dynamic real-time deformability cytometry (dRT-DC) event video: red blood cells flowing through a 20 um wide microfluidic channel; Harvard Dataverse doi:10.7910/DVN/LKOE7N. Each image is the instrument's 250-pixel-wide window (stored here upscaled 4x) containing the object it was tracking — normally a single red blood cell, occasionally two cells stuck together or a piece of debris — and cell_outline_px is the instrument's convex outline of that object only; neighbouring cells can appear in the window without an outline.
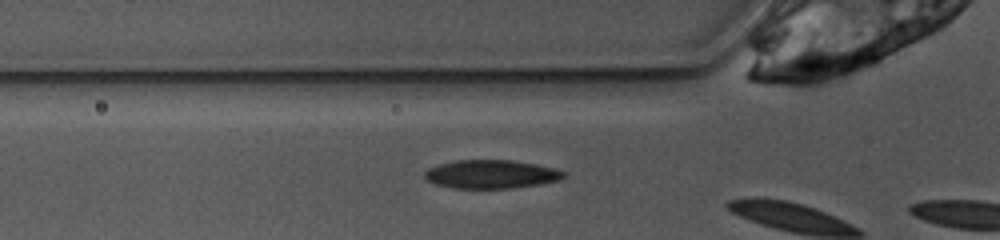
{"species": "common noctule bat (a hibernating species)", "species_latin": "Nyctalus noctula", "temperature_condition": "warm", "stored_images_in_passage": 5, "camera_frame_rate_fps": 3000, "um_per_image_px": 0.085, "animal": {"sex": "female", "body_mass_g": 10.0, "forearm_length_mm": 53.1}, "frame": {"image": 1, "passage_image": 4, "time_ms": 1.0, "image_size_px": [1000, 240], "cell_outline_px": [[568, 176], [560, 180], [512, 188], [452, 188], [436, 184], [428, 180], [424, 176], [424, 172], [428, 168], [452, 160], [512, 160], [536, 164], [556, 168], [564, 172]], "centroid_in_image_um": [41.76, 14.8], "position_along_channel_um": 84.0, "area_um2": 23.12}}